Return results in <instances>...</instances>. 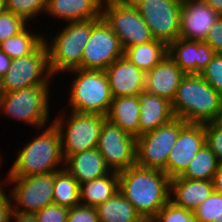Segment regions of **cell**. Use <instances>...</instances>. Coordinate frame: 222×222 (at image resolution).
I'll use <instances>...</instances> for the list:
<instances>
[{
  "label": "cell",
  "instance_id": "6da1fadb",
  "mask_svg": "<svg viewBox=\"0 0 222 222\" xmlns=\"http://www.w3.org/2000/svg\"><path fill=\"white\" fill-rule=\"evenodd\" d=\"M119 191L145 219H153L170 201V178L159 170L134 165L118 172Z\"/></svg>",
  "mask_w": 222,
  "mask_h": 222
},
{
  "label": "cell",
  "instance_id": "7a4b0ae2",
  "mask_svg": "<svg viewBox=\"0 0 222 222\" xmlns=\"http://www.w3.org/2000/svg\"><path fill=\"white\" fill-rule=\"evenodd\" d=\"M176 118L205 124L222 118V96L200 74H186L172 101Z\"/></svg>",
  "mask_w": 222,
  "mask_h": 222
},
{
  "label": "cell",
  "instance_id": "3957f363",
  "mask_svg": "<svg viewBox=\"0 0 222 222\" xmlns=\"http://www.w3.org/2000/svg\"><path fill=\"white\" fill-rule=\"evenodd\" d=\"M45 127L39 128L43 132L29 140L16 152L17 158L8 169L7 176L28 177L56 172L64 168L59 131L53 122Z\"/></svg>",
  "mask_w": 222,
  "mask_h": 222
},
{
  "label": "cell",
  "instance_id": "277c9868",
  "mask_svg": "<svg viewBox=\"0 0 222 222\" xmlns=\"http://www.w3.org/2000/svg\"><path fill=\"white\" fill-rule=\"evenodd\" d=\"M99 20L67 22L50 43L44 38L52 76L81 69L84 48L90 39L92 27Z\"/></svg>",
  "mask_w": 222,
  "mask_h": 222
},
{
  "label": "cell",
  "instance_id": "5b68a950",
  "mask_svg": "<svg viewBox=\"0 0 222 222\" xmlns=\"http://www.w3.org/2000/svg\"><path fill=\"white\" fill-rule=\"evenodd\" d=\"M69 72L75 74L68 94L70 111L107 117L113 96L105 70L74 69Z\"/></svg>",
  "mask_w": 222,
  "mask_h": 222
},
{
  "label": "cell",
  "instance_id": "8992f818",
  "mask_svg": "<svg viewBox=\"0 0 222 222\" xmlns=\"http://www.w3.org/2000/svg\"><path fill=\"white\" fill-rule=\"evenodd\" d=\"M49 85H39L2 93L0 112L35 129L47 126L51 105Z\"/></svg>",
  "mask_w": 222,
  "mask_h": 222
},
{
  "label": "cell",
  "instance_id": "52a82bcc",
  "mask_svg": "<svg viewBox=\"0 0 222 222\" xmlns=\"http://www.w3.org/2000/svg\"><path fill=\"white\" fill-rule=\"evenodd\" d=\"M67 115H59L52 121L60 134L64 160L75 153L97 148L102 124L107 119L99 114L75 111Z\"/></svg>",
  "mask_w": 222,
  "mask_h": 222
},
{
  "label": "cell",
  "instance_id": "ba28073f",
  "mask_svg": "<svg viewBox=\"0 0 222 222\" xmlns=\"http://www.w3.org/2000/svg\"><path fill=\"white\" fill-rule=\"evenodd\" d=\"M187 124L181 118L137 137L136 165L163 171L167 165L170 151L176 144L180 130Z\"/></svg>",
  "mask_w": 222,
  "mask_h": 222
},
{
  "label": "cell",
  "instance_id": "9c48e42d",
  "mask_svg": "<svg viewBox=\"0 0 222 222\" xmlns=\"http://www.w3.org/2000/svg\"><path fill=\"white\" fill-rule=\"evenodd\" d=\"M101 18L118 36L124 51L155 40L137 7H128L116 0H104Z\"/></svg>",
  "mask_w": 222,
  "mask_h": 222
},
{
  "label": "cell",
  "instance_id": "30bf717a",
  "mask_svg": "<svg viewBox=\"0 0 222 222\" xmlns=\"http://www.w3.org/2000/svg\"><path fill=\"white\" fill-rule=\"evenodd\" d=\"M53 76L49 69L48 50L45 41L31 54L12 59L6 74L1 78L2 92L50 85Z\"/></svg>",
  "mask_w": 222,
  "mask_h": 222
},
{
  "label": "cell",
  "instance_id": "8fae6325",
  "mask_svg": "<svg viewBox=\"0 0 222 222\" xmlns=\"http://www.w3.org/2000/svg\"><path fill=\"white\" fill-rule=\"evenodd\" d=\"M4 185L13 184L9 192L12 210L35 214L53 204L54 172L35 176H6Z\"/></svg>",
  "mask_w": 222,
  "mask_h": 222
},
{
  "label": "cell",
  "instance_id": "7c38bea8",
  "mask_svg": "<svg viewBox=\"0 0 222 222\" xmlns=\"http://www.w3.org/2000/svg\"><path fill=\"white\" fill-rule=\"evenodd\" d=\"M181 0H144L137 6L155 40L169 46L180 34Z\"/></svg>",
  "mask_w": 222,
  "mask_h": 222
},
{
  "label": "cell",
  "instance_id": "4fadbf2b",
  "mask_svg": "<svg viewBox=\"0 0 222 222\" xmlns=\"http://www.w3.org/2000/svg\"><path fill=\"white\" fill-rule=\"evenodd\" d=\"M137 137L108 119L102 124L97 149L111 171L120 172L136 165Z\"/></svg>",
  "mask_w": 222,
  "mask_h": 222
},
{
  "label": "cell",
  "instance_id": "5bb4252c",
  "mask_svg": "<svg viewBox=\"0 0 222 222\" xmlns=\"http://www.w3.org/2000/svg\"><path fill=\"white\" fill-rule=\"evenodd\" d=\"M124 56L118 36L101 18L93 27L82 56L81 69L106 70L115 60Z\"/></svg>",
  "mask_w": 222,
  "mask_h": 222
},
{
  "label": "cell",
  "instance_id": "9a60e30c",
  "mask_svg": "<svg viewBox=\"0 0 222 222\" xmlns=\"http://www.w3.org/2000/svg\"><path fill=\"white\" fill-rule=\"evenodd\" d=\"M205 144L204 124L187 123L170 151L164 172L170 179L180 176Z\"/></svg>",
  "mask_w": 222,
  "mask_h": 222
},
{
  "label": "cell",
  "instance_id": "2e32d148",
  "mask_svg": "<svg viewBox=\"0 0 222 222\" xmlns=\"http://www.w3.org/2000/svg\"><path fill=\"white\" fill-rule=\"evenodd\" d=\"M220 15L203 0H184L180 12L179 37L205 41L208 32Z\"/></svg>",
  "mask_w": 222,
  "mask_h": 222
},
{
  "label": "cell",
  "instance_id": "e0dca14e",
  "mask_svg": "<svg viewBox=\"0 0 222 222\" xmlns=\"http://www.w3.org/2000/svg\"><path fill=\"white\" fill-rule=\"evenodd\" d=\"M105 72L113 98L139 96L145 91L146 73L125 55L115 60Z\"/></svg>",
  "mask_w": 222,
  "mask_h": 222
},
{
  "label": "cell",
  "instance_id": "ac0fdd59",
  "mask_svg": "<svg viewBox=\"0 0 222 222\" xmlns=\"http://www.w3.org/2000/svg\"><path fill=\"white\" fill-rule=\"evenodd\" d=\"M205 41L176 39L168 46V55L185 74H200L215 56Z\"/></svg>",
  "mask_w": 222,
  "mask_h": 222
},
{
  "label": "cell",
  "instance_id": "d6986e66",
  "mask_svg": "<svg viewBox=\"0 0 222 222\" xmlns=\"http://www.w3.org/2000/svg\"><path fill=\"white\" fill-rule=\"evenodd\" d=\"M185 75L167 55L160 63L146 72L145 91L172 102Z\"/></svg>",
  "mask_w": 222,
  "mask_h": 222
},
{
  "label": "cell",
  "instance_id": "ffe728a7",
  "mask_svg": "<svg viewBox=\"0 0 222 222\" xmlns=\"http://www.w3.org/2000/svg\"><path fill=\"white\" fill-rule=\"evenodd\" d=\"M104 0H46L45 14L63 22L101 19Z\"/></svg>",
  "mask_w": 222,
  "mask_h": 222
},
{
  "label": "cell",
  "instance_id": "44dd1931",
  "mask_svg": "<svg viewBox=\"0 0 222 222\" xmlns=\"http://www.w3.org/2000/svg\"><path fill=\"white\" fill-rule=\"evenodd\" d=\"M213 191L210 180H193L179 176L170 180V201L186 210L194 211Z\"/></svg>",
  "mask_w": 222,
  "mask_h": 222
},
{
  "label": "cell",
  "instance_id": "7402d4cb",
  "mask_svg": "<svg viewBox=\"0 0 222 222\" xmlns=\"http://www.w3.org/2000/svg\"><path fill=\"white\" fill-rule=\"evenodd\" d=\"M139 136L172 121L175 117L172 102L143 91L139 95Z\"/></svg>",
  "mask_w": 222,
  "mask_h": 222
},
{
  "label": "cell",
  "instance_id": "603a6c76",
  "mask_svg": "<svg viewBox=\"0 0 222 222\" xmlns=\"http://www.w3.org/2000/svg\"><path fill=\"white\" fill-rule=\"evenodd\" d=\"M64 168L80 184L103 177L111 172L97 148L68 156L64 160Z\"/></svg>",
  "mask_w": 222,
  "mask_h": 222
},
{
  "label": "cell",
  "instance_id": "cb8c5ba5",
  "mask_svg": "<svg viewBox=\"0 0 222 222\" xmlns=\"http://www.w3.org/2000/svg\"><path fill=\"white\" fill-rule=\"evenodd\" d=\"M139 96L113 98L107 119L123 131L139 136Z\"/></svg>",
  "mask_w": 222,
  "mask_h": 222
},
{
  "label": "cell",
  "instance_id": "d4e9b609",
  "mask_svg": "<svg viewBox=\"0 0 222 222\" xmlns=\"http://www.w3.org/2000/svg\"><path fill=\"white\" fill-rule=\"evenodd\" d=\"M119 191V174L111 171L107 175L80 184V204L96 207L105 203Z\"/></svg>",
  "mask_w": 222,
  "mask_h": 222
},
{
  "label": "cell",
  "instance_id": "484cf974",
  "mask_svg": "<svg viewBox=\"0 0 222 222\" xmlns=\"http://www.w3.org/2000/svg\"><path fill=\"white\" fill-rule=\"evenodd\" d=\"M95 208L99 222H142L144 220L120 191Z\"/></svg>",
  "mask_w": 222,
  "mask_h": 222
},
{
  "label": "cell",
  "instance_id": "4316f807",
  "mask_svg": "<svg viewBox=\"0 0 222 222\" xmlns=\"http://www.w3.org/2000/svg\"><path fill=\"white\" fill-rule=\"evenodd\" d=\"M124 55L146 73L168 55V46L159 40H152L127 48Z\"/></svg>",
  "mask_w": 222,
  "mask_h": 222
},
{
  "label": "cell",
  "instance_id": "83f0119b",
  "mask_svg": "<svg viewBox=\"0 0 222 222\" xmlns=\"http://www.w3.org/2000/svg\"><path fill=\"white\" fill-rule=\"evenodd\" d=\"M53 201L68 208L80 204V183L65 168L54 172Z\"/></svg>",
  "mask_w": 222,
  "mask_h": 222
},
{
  "label": "cell",
  "instance_id": "f1b7e54d",
  "mask_svg": "<svg viewBox=\"0 0 222 222\" xmlns=\"http://www.w3.org/2000/svg\"><path fill=\"white\" fill-rule=\"evenodd\" d=\"M219 161L212 150L205 144L190 162L186 170L179 176L193 180L212 181L219 167Z\"/></svg>",
  "mask_w": 222,
  "mask_h": 222
},
{
  "label": "cell",
  "instance_id": "f546056e",
  "mask_svg": "<svg viewBox=\"0 0 222 222\" xmlns=\"http://www.w3.org/2000/svg\"><path fill=\"white\" fill-rule=\"evenodd\" d=\"M28 26L18 35L5 40L0 49L11 59H17L33 53L43 42L44 35L27 30Z\"/></svg>",
  "mask_w": 222,
  "mask_h": 222
},
{
  "label": "cell",
  "instance_id": "4dcf8cb0",
  "mask_svg": "<svg viewBox=\"0 0 222 222\" xmlns=\"http://www.w3.org/2000/svg\"><path fill=\"white\" fill-rule=\"evenodd\" d=\"M4 8L29 23L41 12L45 14L46 0H4Z\"/></svg>",
  "mask_w": 222,
  "mask_h": 222
},
{
  "label": "cell",
  "instance_id": "1f68e13d",
  "mask_svg": "<svg viewBox=\"0 0 222 222\" xmlns=\"http://www.w3.org/2000/svg\"><path fill=\"white\" fill-rule=\"evenodd\" d=\"M193 213L196 222H217L222 217V194L213 191Z\"/></svg>",
  "mask_w": 222,
  "mask_h": 222
},
{
  "label": "cell",
  "instance_id": "d6a6232c",
  "mask_svg": "<svg viewBox=\"0 0 222 222\" xmlns=\"http://www.w3.org/2000/svg\"><path fill=\"white\" fill-rule=\"evenodd\" d=\"M28 24L22 17L4 9L0 13V44L18 35L29 26Z\"/></svg>",
  "mask_w": 222,
  "mask_h": 222
},
{
  "label": "cell",
  "instance_id": "836d02e7",
  "mask_svg": "<svg viewBox=\"0 0 222 222\" xmlns=\"http://www.w3.org/2000/svg\"><path fill=\"white\" fill-rule=\"evenodd\" d=\"M154 222H196L193 211L175 205L169 201L153 218Z\"/></svg>",
  "mask_w": 222,
  "mask_h": 222
},
{
  "label": "cell",
  "instance_id": "e575fe53",
  "mask_svg": "<svg viewBox=\"0 0 222 222\" xmlns=\"http://www.w3.org/2000/svg\"><path fill=\"white\" fill-rule=\"evenodd\" d=\"M206 144L222 163V120L205 123Z\"/></svg>",
  "mask_w": 222,
  "mask_h": 222
},
{
  "label": "cell",
  "instance_id": "d590c367",
  "mask_svg": "<svg viewBox=\"0 0 222 222\" xmlns=\"http://www.w3.org/2000/svg\"><path fill=\"white\" fill-rule=\"evenodd\" d=\"M200 75L222 96V54H215Z\"/></svg>",
  "mask_w": 222,
  "mask_h": 222
},
{
  "label": "cell",
  "instance_id": "8d00e7d4",
  "mask_svg": "<svg viewBox=\"0 0 222 222\" xmlns=\"http://www.w3.org/2000/svg\"><path fill=\"white\" fill-rule=\"evenodd\" d=\"M69 208L50 204L35 213L38 222H67Z\"/></svg>",
  "mask_w": 222,
  "mask_h": 222
},
{
  "label": "cell",
  "instance_id": "74e56055",
  "mask_svg": "<svg viewBox=\"0 0 222 222\" xmlns=\"http://www.w3.org/2000/svg\"><path fill=\"white\" fill-rule=\"evenodd\" d=\"M67 222H99L95 207L78 204L69 208Z\"/></svg>",
  "mask_w": 222,
  "mask_h": 222
},
{
  "label": "cell",
  "instance_id": "f35d334b",
  "mask_svg": "<svg viewBox=\"0 0 222 222\" xmlns=\"http://www.w3.org/2000/svg\"><path fill=\"white\" fill-rule=\"evenodd\" d=\"M205 42L216 54H222V16L210 28Z\"/></svg>",
  "mask_w": 222,
  "mask_h": 222
},
{
  "label": "cell",
  "instance_id": "ab89813d",
  "mask_svg": "<svg viewBox=\"0 0 222 222\" xmlns=\"http://www.w3.org/2000/svg\"><path fill=\"white\" fill-rule=\"evenodd\" d=\"M3 181H0V222H9V216L12 211L11 196L6 194L2 185Z\"/></svg>",
  "mask_w": 222,
  "mask_h": 222
},
{
  "label": "cell",
  "instance_id": "60d3db41",
  "mask_svg": "<svg viewBox=\"0 0 222 222\" xmlns=\"http://www.w3.org/2000/svg\"><path fill=\"white\" fill-rule=\"evenodd\" d=\"M15 219V222H38L35 214L22 213L12 210L9 216V222Z\"/></svg>",
  "mask_w": 222,
  "mask_h": 222
},
{
  "label": "cell",
  "instance_id": "b9f144b4",
  "mask_svg": "<svg viewBox=\"0 0 222 222\" xmlns=\"http://www.w3.org/2000/svg\"><path fill=\"white\" fill-rule=\"evenodd\" d=\"M12 59L0 49V78H2L10 67Z\"/></svg>",
  "mask_w": 222,
  "mask_h": 222
},
{
  "label": "cell",
  "instance_id": "7bdbcfd3",
  "mask_svg": "<svg viewBox=\"0 0 222 222\" xmlns=\"http://www.w3.org/2000/svg\"><path fill=\"white\" fill-rule=\"evenodd\" d=\"M212 183L213 190L222 194V163L219 164L218 170L212 179Z\"/></svg>",
  "mask_w": 222,
  "mask_h": 222
},
{
  "label": "cell",
  "instance_id": "ee69618b",
  "mask_svg": "<svg viewBox=\"0 0 222 222\" xmlns=\"http://www.w3.org/2000/svg\"><path fill=\"white\" fill-rule=\"evenodd\" d=\"M209 5L215 12L222 16V0H203Z\"/></svg>",
  "mask_w": 222,
  "mask_h": 222
},
{
  "label": "cell",
  "instance_id": "f6af8a7d",
  "mask_svg": "<svg viewBox=\"0 0 222 222\" xmlns=\"http://www.w3.org/2000/svg\"><path fill=\"white\" fill-rule=\"evenodd\" d=\"M120 4L128 7H137L140 5L144 0H116Z\"/></svg>",
  "mask_w": 222,
  "mask_h": 222
},
{
  "label": "cell",
  "instance_id": "bcb514c9",
  "mask_svg": "<svg viewBox=\"0 0 222 222\" xmlns=\"http://www.w3.org/2000/svg\"><path fill=\"white\" fill-rule=\"evenodd\" d=\"M4 0H0V13L4 10Z\"/></svg>",
  "mask_w": 222,
  "mask_h": 222
},
{
  "label": "cell",
  "instance_id": "7dc6e473",
  "mask_svg": "<svg viewBox=\"0 0 222 222\" xmlns=\"http://www.w3.org/2000/svg\"><path fill=\"white\" fill-rule=\"evenodd\" d=\"M142 222H154L153 219H145Z\"/></svg>",
  "mask_w": 222,
  "mask_h": 222
},
{
  "label": "cell",
  "instance_id": "c3c4849f",
  "mask_svg": "<svg viewBox=\"0 0 222 222\" xmlns=\"http://www.w3.org/2000/svg\"><path fill=\"white\" fill-rule=\"evenodd\" d=\"M1 78H0V96L2 95Z\"/></svg>",
  "mask_w": 222,
  "mask_h": 222
},
{
  "label": "cell",
  "instance_id": "681fc988",
  "mask_svg": "<svg viewBox=\"0 0 222 222\" xmlns=\"http://www.w3.org/2000/svg\"><path fill=\"white\" fill-rule=\"evenodd\" d=\"M217 222H222V217L217 219Z\"/></svg>",
  "mask_w": 222,
  "mask_h": 222
}]
</instances>
